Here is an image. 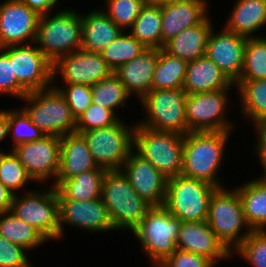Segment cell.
<instances>
[{"mask_svg": "<svg viewBox=\"0 0 266 267\" xmlns=\"http://www.w3.org/2000/svg\"><path fill=\"white\" fill-rule=\"evenodd\" d=\"M230 133L205 131L188 132L184 135L181 175L222 188L217 173L223 161Z\"/></svg>", "mask_w": 266, "mask_h": 267, "instance_id": "cell-1", "label": "cell"}, {"mask_svg": "<svg viewBox=\"0 0 266 267\" xmlns=\"http://www.w3.org/2000/svg\"><path fill=\"white\" fill-rule=\"evenodd\" d=\"M101 198L115 230L126 229L132 232L153 207L139 196L121 170L106 172Z\"/></svg>", "mask_w": 266, "mask_h": 267, "instance_id": "cell-2", "label": "cell"}, {"mask_svg": "<svg viewBox=\"0 0 266 267\" xmlns=\"http://www.w3.org/2000/svg\"><path fill=\"white\" fill-rule=\"evenodd\" d=\"M40 15L35 43L45 57L54 64L59 58L81 49V14L74 10H60Z\"/></svg>", "mask_w": 266, "mask_h": 267, "instance_id": "cell-3", "label": "cell"}, {"mask_svg": "<svg viewBox=\"0 0 266 267\" xmlns=\"http://www.w3.org/2000/svg\"><path fill=\"white\" fill-rule=\"evenodd\" d=\"M207 222L216 237L233 255V251L253 231L246 220L239 194L233 188L227 190L222 187L213 192L209 201Z\"/></svg>", "mask_w": 266, "mask_h": 267, "instance_id": "cell-4", "label": "cell"}, {"mask_svg": "<svg viewBox=\"0 0 266 267\" xmlns=\"http://www.w3.org/2000/svg\"><path fill=\"white\" fill-rule=\"evenodd\" d=\"M184 135L135 125L133 150L165 177L181 175Z\"/></svg>", "mask_w": 266, "mask_h": 267, "instance_id": "cell-5", "label": "cell"}, {"mask_svg": "<svg viewBox=\"0 0 266 267\" xmlns=\"http://www.w3.org/2000/svg\"><path fill=\"white\" fill-rule=\"evenodd\" d=\"M22 109L45 135L62 137L74 133L76 120L65 96L53 85L49 88L29 92Z\"/></svg>", "mask_w": 266, "mask_h": 267, "instance_id": "cell-6", "label": "cell"}, {"mask_svg": "<svg viewBox=\"0 0 266 267\" xmlns=\"http://www.w3.org/2000/svg\"><path fill=\"white\" fill-rule=\"evenodd\" d=\"M181 226L164 206H153L132 233L152 265H159L177 249Z\"/></svg>", "mask_w": 266, "mask_h": 267, "instance_id": "cell-7", "label": "cell"}, {"mask_svg": "<svg viewBox=\"0 0 266 267\" xmlns=\"http://www.w3.org/2000/svg\"><path fill=\"white\" fill-rule=\"evenodd\" d=\"M216 189L205 181L178 175L167 181L163 206L181 222L205 221L210 197Z\"/></svg>", "mask_w": 266, "mask_h": 267, "instance_id": "cell-8", "label": "cell"}, {"mask_svg": "<svg viewBox=\"0 0 266 267\" xmlns=\"http://www.w3.org/2000/svg\"><path fill=\"white\" fill-rule=\"evenodd\" d=\"M187 95L183 89L151 90L140 100L147 117L137 125L186 135L189 132L185 110Z\"/></svg>", "mask_w": 266, "mask_h": 267, "instance_id": "cell-9", "label": "cell"}, {"mask_svg": "<svg viewBox=\"0 0 266 267\" xmlns=\"http://www.w3.org/2000/svg\"><path fill=\"white\" fill-rule=\"evenodd\" d=\"M122 120L109 127L80 133L86 140L95 163L108 171L121 170L133 150L135 124L128 127Z\"/></svg>", "mask_w": 266, "mask_h": 267, "instance_id": "cell-10", "label": "cell"}, {"mask_svg": "<svg viewBox=\"0 0 266 267\" xmlns=\"http://www.w3.org/2000/svg\"><path fill=\"white\" fill-rule=\"evenodd\" d=\"M48 190L26 191L22 196L15 194L10 211L37 229L48 241L60 240L57 189L51 185Z\"/></svg>", "mask_w": 266, "mask_h": 267, "instance_id": "cell-11", "label": "cell"}, {"mask_svg": "<svg viewBox=\"0 0 266 267\" xmlns=\"http://www.w3.org/2000/svg\"><path fill=\"white\" fill-rule=\"evenodd\" d=\"M228 89L188 94L185 102L186 123L189 132L225 131L231 132L233 126L225 113L228 102ZM228 102V104H227Z\"/></svg>", "mask_w": 266, "mask_h": 267, "instance_id": "cell-12", "label": "cell"}, {"mask_svg": "<svg viewBox=\"0 0 266 267\" xmlns=\"http://www.w3.org/2000/svg\"><path fill=\"white\" fill-rule=\"evenodd\" d=\"M36 46V47H35ZM1 50L13 62L17 81L28 91H38L53 85V64L37 45H10Z\"/></svg>", "mask_w": 266, "mask_h": 267, "instance_id": "cell-13", "label": "cell"}, {"mask_svg": "<svg viewBox=\"0 0 266 267\" xmlns=\"http://www.w3.org/2000/svg\"><path fill=\"white\" fill-rule=\"evenodd\" d=\"M11 150L33 181L44 183L50 177L56 180L60 167V137L45 135L37 141L20 144Z\"/></svg>", "mask_w": 266, "mask_h": 267, "instance_id": "cell-14", "label": "cell"}, {"mask_svg": "<svg viewBox=\"0 0 266 267\" xmlns=\"http://www.w3.org/2000/svg\"><path fill=\"white\" fill-rule=\"evenodd\" d=\"M52 73L53 84H55V77L59 73L64 85L85 84L92 86L114 72L103 59L101 53L80 49L59 58L53 64Z\"/></svg>", "mask_w": 266, "mask_h": 267, "instance_id": "cell-15", "label": "cell"}, {"mask_svg": "<svg viewBox=\"0 0 266 267\" xmlns=\"http://www.w3.org/2000/svg\"><path fill=\"white\" fill-rule=\"evenodd\" d=\"M39 18L40 15L21 0H5V2H2L0 4L1 48L10 45L35 43Z\"/></svg>", "mask_w": 266, "mask_h": 267, "instance_id": "cell-16", "label": "cell"}, {"mask_svg": "<svg viewBox=\"0 0 266 267\" xmlns=\"http://www.w3.org/2000/svg\"><path fill=\"white\" fill-rule=\"evenodd\" d=\"M60 239L64 235V223L85 231L102 232L115 230L109 211L102 198L94 200L58 199Z\"/></svg>", "mask_w": 266, "mask_h": 267, "instance_id": "cell-17", "label": "cell"}, {"mask_svg": "<svg viewBox=\"0 0 266 267\" xmlns=\"http://www.w3.org/2000/svg\"><path fill=\"white\" fill-rule=\"evenodd\" d=\"M121 171L141 198L152 206H163L168 178L147 159L132 150Z\"/></svg>", "mask_w": 266, "mask_h": 267, "instance_id": "cell-18", "label": "cell"}, {"mask_svg": "<svg viewBox=\"0 0 266 267\" xmlns=\"http://www.w3.org/2000/svg\"><path fill=\"white\" fill-rule=\"evenodd\" d=\"M246 42L247 38L225 27L216 34L212 29L205 56L212 60L232 83H235L243 69Z\"/></svg>", "mask_w": 266, "mask_h": 267, "instance_id": "cell-19", "label": "cell"}, {"mask_svg": "<svg viewBox=\"0 0 266 267\" xmlns=\"http://www.w3.org/2000/svg\"><path fill=\"white\" fill-rule=\"evenodd\" d=\"M176 243L177 249L205 256L215 265L219 259L232 258V253L216 237L207 220L182 222Z\"/></svg>", "mask_w": 266, "mask_h": 267, "instance_id": "cell-20", "label": "cell"}, {"mask_svg": "<svg viewBox=\"0 0 266 267\" xmlns=\"http://www.w3.org/2000/svg\"><path fill=\"white\" fill-rule=\"evenodd\" d=\"M206 0H183L161 7V48L184 29L203 22L207 14Z\"/></svg>", "mask_w": 266, "mask_h": 267, "instance_id": "cell-21", "label": "cell"}, {"mask_svg": "<svg viewBox=\"0 0 266 267\" xmlns=\"http://www.w3.org/2000/svg\"><path fill=\"white\" fill-rule=\"evenodd\" d=\"M98 168L81 134L74 132L60 137V167L53 186L57 187L64 179Z\"/></svg>", "mask_w": 266, "mask_h": 267, "instance_id": "cell-22", "label": "cell"}, {"mask_svg": "<svg viewBox=\"0 0 266 267\" xmlns=\"http://www.w3.org/2000/svg\"><path fill=\"white\" fill-rule=\"evenodd\" d=\"M159 58V49L146 48L137 57L120 66L114 73L128 93L141 100L152 90L153 73Z\"/></svg>", "mask_w": 266, "mask_h": 267, "instance_id": "cell-23", "label": "cell"}, {"mask_svg": "<svg viewBox=\"0 0 266 267\" xmlns=\"http://www.w3.org/2000/svg\"><path fill=\"white\" fill-rule=\"evenodd\" d=\"M213 29L212 20L207 17L203 22L188 27L167 41L163 50L169 55L190 62L206 55V47Z\"/></svg>", "mask_w": 266, "mask_h": 267, "instance_id": "cell-24", "label": "cell"}, {"mask_svg": "<svg viewBox=\"0 0 266 267\" xmlns=\"http://www.w3.org/2000/svg\"><path fill=\"white\" fill-rule=\"evenodd\" d=\"M81 49L87 52L101 53L124 31L101 10H94L81 16Z\"/></svg>", "mask_w": 266, "mask_h": 267, "instance_id": "cell-25", "label": "cell"}, {"mask_svg": "<svg viewBox=\"0 0 266 267\" xmlns=\"http://www.w3.org/2000/svg\"><path fill=\"white\" fill-rule=\"evenodd\" d=\"M233 83L208 57L187 62L183 90L187 94L228 89Z\"/></svg>", "mask_w": 266, "mask_h": 267, "instance_id": "cell-26", "label": "cell"}, {"mask_svg": "<svg viewBox=\"0 0 266 267\" xmlns=\"http://www.w3.org/2000/svg\"><path fill=\"white\" fill-rule=\"evenodd\" d=\"M266 25V0H237L224 27L245 38ZM253 34V35H252Z\"/></svg>", "mask_w": 266, "mask_h": 267, "instance_id": "cell-27", "label": "cell"}, {"mask_svg": "<svg viewBox=\"0 0 266 267\" xmlns=\"http://www.w3.org/2000/svg\"><path fill=\"white\" fill-rule=\"evenodd\" d=\"M107 171L99 167L64 179L56 187L58 199L88 201L101 198L102 184Z\"/></svg>", "mask_w": 266, "mask_h": 267, "instance_id": "cell-28", "label": "cell"}, {"mask_svg": "<svg viewBox=\"0 0 266 267\" xmlns=\"http://www.w3.org/2000/svg\"><path fill=\"white\" fill-rule=\"evenodd\" d=\"M246 220L253 231L266 230V183L253 179L235 188Z\"/></svg>", "mask_w": 266, "mask_h": 267, "instance_id": "cell-29", "label": "cell"}, {"mask_svg": "<svg viewBox=\"0 0 266 267\" xmlns=\"http://www.w3.org/2000/svg\"><path fill=\"white\" fill-rule=\"evenodd\" d=\"M129 33L146 48L161 49V7L149 1L141 9Z\"/></svg>", "mask_w": 266, "mask_h": 267, "instance_id": "cell-30", "label": "cell"}, {"mask_svg": "<svg viewBox=\"0 0 266 267\" xmlns=\"http://www.w3.org/2000/svg\"><path fill=\"white\" fill-rule=\"evenodd\" d=\"M0 235L28 251L48 241L37 229L16 217L11 211L0 213Z\"/></svg>", "mask_w": 266, "mask_h": 267, "instance_id": "cell-31", "label": "cell"}, {"mask_svg": "<svg viewBox=\"0 0 266 267\" xmlns=\"http://www.w3.org/2000/svg\"><path fill=\"white\" fill-rule=\"evenodd\" d=\"M242 113L252 124L266 119V79L237 80Z\"/></svg>", "mask_w": 266, "mask_h": 267, "instance_id": "cell-32", "label": "cell"}, {"mask_svg": "<svg viewBox=\"0 0 266 267\" xmlns=\"http://www.w3.org/2000/svg\"><path fill=\"white\" fill-rule=\"evenodd\" d=\"M187 62L159 49V58L153 73L152 90L183 89Z\"/></svg>", "mask_w": 266, "mask_h": 267, "instance_id": "cell-33", "label": "cell"}, {"mask_svg": "<svg viewBox=\"0 0 266 267\" xmlns=\"http://www.w3.org/2000/svg\"><path fill=\"white\" fill-rule=\"evenodd\" d=\"M91 91L93 104L115 113V108L125 105L131 96L115 73L92 85Z\"/></svg>", "mask_w": 266, "mask_h": 267, "instance_id": "cell-34", "label": "cell"}, {"mask_svg": "<svg viewBox=\"0 0 266 267\" xmlns=\"http://www.w3.org/2000/svg\"><path fill=\"white\" fill-rule=\"evenodd\" d=\"M126 33L123 31L119 37L101 52L103 59L107 62L113 72L120 66L137 57L146 49V47H144L129 32Z\"/></svg>", "mask_w": 266, "mask_h": 267, "instance_id": "cell-35", "label": "cell"}, {"mask_svg": "<svg viewBox=\"0 0 266 267\" xmlns=\"http://www.w3.org/2000/svg\"><path fill=\"white\" fill-rule=\"evenodd\" d=\"M266 79V37L247 38L244 65L238 80Z\"/></svg>", "mask_w": 266, "mask_h": 267, "instance_id": "cell-36", "label": "cell"}, {"mask_svg": "<svg viewBox=\"0 0 266 267\" xmlns=\"http://www.w3.org/2000/svg\"><path fill=\"white\" fill-rule=\"evenodd\" d=\"M7 131L8 134L13 135V142H15L12 149L20 144L37 141L45 136V134L31 122V119L22 108L19 110H8Z\"/></svg>", "mask_w": 266, "mask_h": 267, "instance_id": "cell-37", "label": "cell"}, {"mask_svg": "<svg viewBox=\"0 0 266 267\" xmlns=\"http://www.w3.org/2000/svg\"><path fill=\"white\" fill-rule=\"evenodd\" d=\"M103 11L125 32L133 25L148 0H105ZM126 29V30H125Z\"/></svg>", "mask_w": 266, "mask_h": 267, "instance_id": "cell-38", "label": "cell"}, {"mask_svg": "<svg viewBox=\"0 0 266 267\" xmlns=\"http://www.w3.org/2000/svg\"><path fill=\"white\" fill-rule=\"evenodd\" d=\"M0 181L15 195L22 190L29 181H33L27 174L19 158L11 152L5 153L0 161Z\"/></svg>", "mask_w": 266, "mask_h": 267, "instance_id": "cell-39", "label": "cell"}, {"mask_svg": "<svg viewBox=\"0 0 266 267\" xmlns=\"http://www.w3.org/2000/svg\"><path fill=\"white\" fill-rule=\"evenodd\" d=\"M233 252L253 267H266V230L252 231Z\"/></svg>", "mask_w": 266, "mask_h": 267, "instance_id": "cell-40", "label": "cell"}, {"mask_svg": "<svg viewBox=\"0 0 266 267\" xmlns=\"http://www.w3.org/2000/svg\"><path fill=\"white\" fill-rule=\"evenodd\" d=\"M120 120L119 116L111 109L98 107L91 104L89 108L76 119L75 132L81 133L92 129L109 127Z\"/></svg>", "mask_w": 266, "mask_h": 267, "instance_id": "cell-41", "label": "cell"}, {"mask_svg": "<svg viewBox=\"0 0 266 267\" xmlns=\"http://www.w3.org/2000/svg\"><path fill=\"white\" fill-rule=\"evenodd\" d=\"M65 96L75 120L80 117L93 103L91 86L85 84H70L65 87L53 85Z\"/></svg>", "mask_w": 266, "mask_h": 267, "instance_id": "cell-42", "label": "cell"}, {"mask_svg": "<svg viewBox=\"0 0 266 267\" xmlns=\"http://www.w3.org/2000/svg\"><path fill=\"white\" fill-rule=\"evenodd\" d=\"M5 93L22 99L29 92L17 81L13 62H10V58L0 49V94Z\"/></svg>", "mask_w": 266, "mask_h": 267, "instance_id": "cell-43", "label": "cell"}, {"mask_svg": "<svg viewBox=\"0 0 266 267\" xmlns=\"http://www.w3.org/2000/svg\"><path fill=\"white\" fill-rule=\"evenodd\" d=\"M26 251V248L0 235V267H33Z\"/></svg>", "mask_w": 266, "mask_h": 267, "instance_id": "cell-44", "label": "cell"}, {"mask_svg": "<svg viewBox=\"0 0 266 267\" xmlns=\"http://www.w3.org/2000/svg\"><path fill=\"white\" fill-rule=\"evenodd\" d=\"M160 267H214L215 264L207 257L188 251L176 249L167 257Z\"/></svg>", "mask_w": 266, "mask_h": 267, "instance_id": "cell-45", "label": "cell"}, {"mask_svg": "<svg viewBox=\"0 0 266 267\" xmlns=\"http://www.w3.org/2000/svg\"><path fill=\"white\" fill-rule=\"evenodd\" d=\"M29 8L37 12L39 15H44L53 11L58 0H21Z\"/></svg>", "mask_w": 266, "mask_h": 267, "instance_id": "cell-46", "label": "cell"}, {"mask_svg": "<svg viewBox=\"0 0 266 267\" xmlns=\"http://www.w3.org/2000/svg\"><path fill=\"white\" fill-rule=\"evenodd\" d=\"M14 194L0 181V213L10 211Z\"/></svg>", "mask_w": 266, "mask_h": 267, "instance_id": "cell-47", "label": "cell"}, {"mask_svg": "<svg viewBox=\"0 0 266 267\" xmlns=\"http://www.w3.org/2000/svg\"><path fill=\"white\" fill-rule=\"evenodd\" d=\"M257 128L258 142L256 145V152H266V119L257 122L254 128Z\"/></svg>", "mask_w": 266, "mask_h": 267, "instance_id": "cell-48", "label": "cell"}, {"mask_svg": "<svg viewBox=\"0 0 266 267\" xmlns=\"http://www.w3.org/2000/svg\"><path fill=\"white\" fill-rule=\"evenodd\" d=\"M8 111L0 110V142H2L6 136L8 137Z\"/></svg>", "mask_w": 266, "mask_h": 267, "instance_id": "cell-49", "label": "cell"}, {"mask_svg": "<svg viewBox=\"0 0 266 267\" xmlns=\"http://www.w3.org/2000/svg\"><path fill=\"white\" fill-rule=\"evenodd\" d=\"M258 159L260 160V164L264 170V173L261 177L257 178V180L266 183V152H256Z\"/></svg>", "mask_w": 266, "mask_h": 267, "instance_id": "cell-50", "label": "cell"}, {"mask_svg": "<svg viewBox=\"0 0 266 267\" xmlns=\"http://www.w3.org/2000/svg\"><path fill=\"white\" fill-rule=\"evenodd\" d=\"M148 1L154 5H158V6L162 7V6L174 4L176 2H180L183 0H148Z\"/></svg>", "mask_w": 266, "mask_h": 267, "instance_id": "cell-51", "label": "cell"}, {"mask_svg": "<svg viewBox=\"0 0 266 267\" xmlns=\"http://www.w3.org/2000/svg\"><path fill=\"white\" fill-rule=\"evenodd\" d=\"M5 153H6V152L0 150V161H1L2 157L5 155Z\"/></svg>", "mask_w": 266, "mask_h": 267, "instance_id": "cell-52", "label": "cell"}]
</instances>
